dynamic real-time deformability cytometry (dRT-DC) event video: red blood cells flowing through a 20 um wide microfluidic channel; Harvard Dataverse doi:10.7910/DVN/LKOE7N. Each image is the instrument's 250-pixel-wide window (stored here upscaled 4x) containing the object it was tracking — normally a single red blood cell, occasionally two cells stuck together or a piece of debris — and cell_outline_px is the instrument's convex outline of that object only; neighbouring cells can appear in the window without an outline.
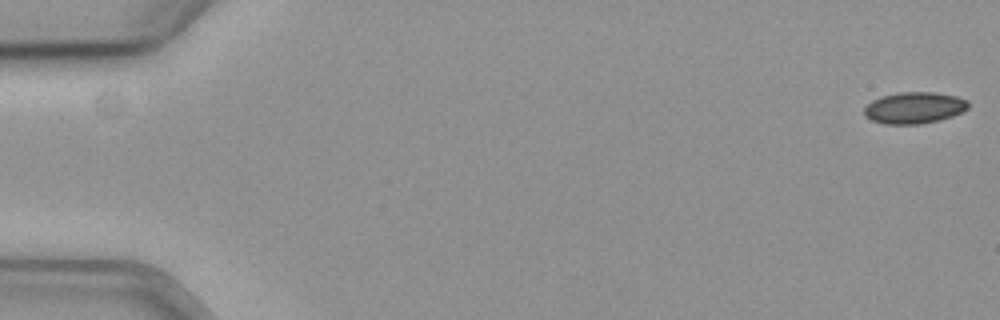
{"species": "common noctule bat (a hibernating species)", "species_latin": "Nyctalus noctula", "temperature_condition": "cold", "stored_images_in_passage": 10, "camera_frame_rate_fps": 3000, "um_per_image_px": 0.085, "animal": {"sex": "female", "body_mass_g": 19.3, "forearm_length_mm": 54.1}, "frame": {"image": 1, "passage_image": 1, "time_ms": 0.0, "image_size_px": [1000, 320], "cell_outline_px": [[968, 108], [952, 116], [940, 120], [920, 124], [884, 124], [872, 120], [864, 116], [864, 108], [872, 100], [884, 96], [900, 92], [932, 92], [956, 96], [968, 100]], "centroid_in_image_um": [77.7, 9.17], "position_along_channel_um": 7.3, "area_um2": 19.02}}